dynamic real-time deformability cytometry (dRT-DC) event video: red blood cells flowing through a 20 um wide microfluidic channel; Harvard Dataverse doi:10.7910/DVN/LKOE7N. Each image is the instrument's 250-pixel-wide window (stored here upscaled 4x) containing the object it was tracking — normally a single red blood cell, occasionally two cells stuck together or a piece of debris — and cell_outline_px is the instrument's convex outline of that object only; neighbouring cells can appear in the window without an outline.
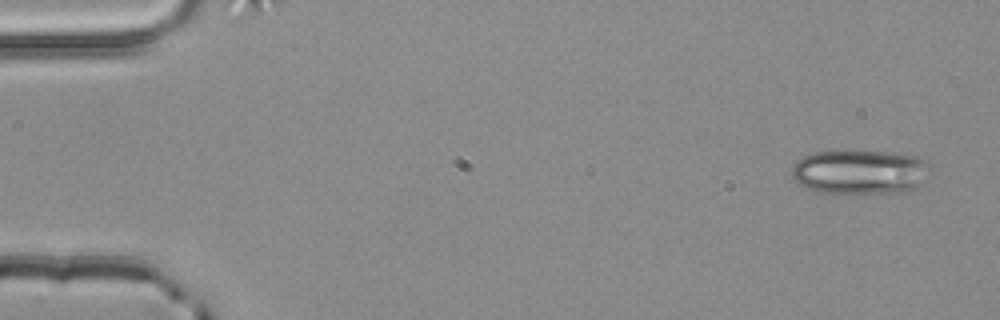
{"species": "common noctule bat (a hibernating species)", "species_latin": "Nyctalus noctula", "temperature_condition": "room temperature", "stored_images_in_passage": 4, "camera_frame_rate_fps": 3000, "um_per_image_px": 0.085, "animal": {"sex": "male", "body_mass_g": 20.4}, "frame": {"image": 1, "passage_image": 1, "time_ms": 0.0, "image_size_px": [1000, 320], "cell_outline_px": [[928, 164], [924, 184], [908, 192], [820, 192], [796, 184], [792, 176], [792, 168], [796, 160], [804, 156], [816, 152], [884, 152], [916, 156], [924, 160]], "centroid_in_image_um": [73.08, 14.63], "position_along_channel_um": 11.9, "area_um2": 35.32}}